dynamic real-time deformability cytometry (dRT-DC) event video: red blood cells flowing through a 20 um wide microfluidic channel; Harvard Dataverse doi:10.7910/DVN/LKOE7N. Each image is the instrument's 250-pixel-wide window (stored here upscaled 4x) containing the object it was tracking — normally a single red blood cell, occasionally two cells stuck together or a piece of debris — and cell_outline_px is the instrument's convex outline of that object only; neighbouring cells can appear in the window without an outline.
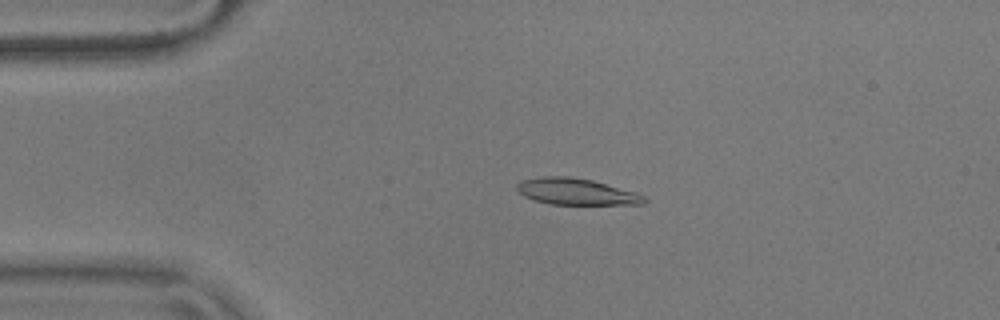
{"species": "common noctule bat (a hibernating species)", "species_latin": "Nyctalus noctula", "temperature_condition": "warm", "stored_images_in_passage": 18, "camera_frame_rate_fps": 3000, "um_per_image_px": 0.085, "animal": {"sex": "male", "body_mass_g": 17.9}, "frame": {"image": 1, "passage_image": 12, "time_ms": 3.667, "image_size_px": [1000, 320], "cell_outline_px": [[648, 200], [644, 204], [552, 204], [532, 200], [524, 196], [516, 188], [516, 184], [524, 180], [544, 176], [568, 176], [592, 180], [636, 192], [644, 196]], "centroid_in_image_um": [48.99, 16.29], "position_along_channel_um": 36.0, "area_um2": 19.48}}